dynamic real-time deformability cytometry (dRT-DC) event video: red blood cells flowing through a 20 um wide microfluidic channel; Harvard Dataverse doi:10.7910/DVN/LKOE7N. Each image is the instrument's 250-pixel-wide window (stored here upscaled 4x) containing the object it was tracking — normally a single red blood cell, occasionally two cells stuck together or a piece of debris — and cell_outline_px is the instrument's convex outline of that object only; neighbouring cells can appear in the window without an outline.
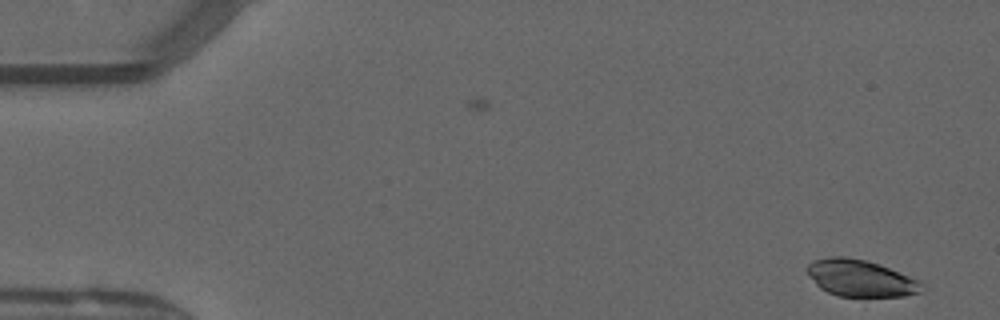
{"species": "common noctule bat (a hibernating species)", "species_latin": "Nyctalus noctula", "temperature_condition": "warm", "stored_images_in_passage": 51, "segment_of_instrument_passage": [1, 2], "camera_frame_rate_fps": 3000, "um_per_image_px": 0.085, "animal": {"sex": "male", "forearm_length_mm": 52.5}, "frame": {"image": 1, "passage_image": 2, "time_ms": 0.333, "image_size_px": [1000, 320], "cell_outline_px": [[924, 284], [920, 292], [904, 296], [836, 296], [820, 288], [808, 276], [808, 264], [812, 260], [828, 256], [844, 256], [864, 260], [888, 268], [920, 280]], "centroid_in_image_um": [73.11, 23.64], "position_along_channel_um": 11.9, "area_um2": 24.39}}
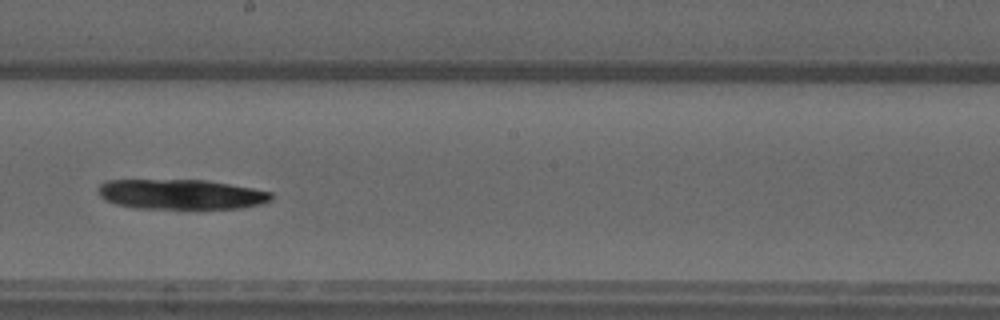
{"frame": {"image": 2, "passage_image": 28, "time_ms": 9.0, "image_size_px": [1000, 320], "cell_outline_px": [[272, 200], [260, 204], [240, 208], [136, 208], [116, 204], [104, 200], [100, 196], [96, 188], [100, 184], [108, 180], [208, 180], [252, 188], [272, 192]], "centroid_in_image_um": [15.36, 16.51], "position_along_channel_um": 232.8, "area_um2": 30.23}}
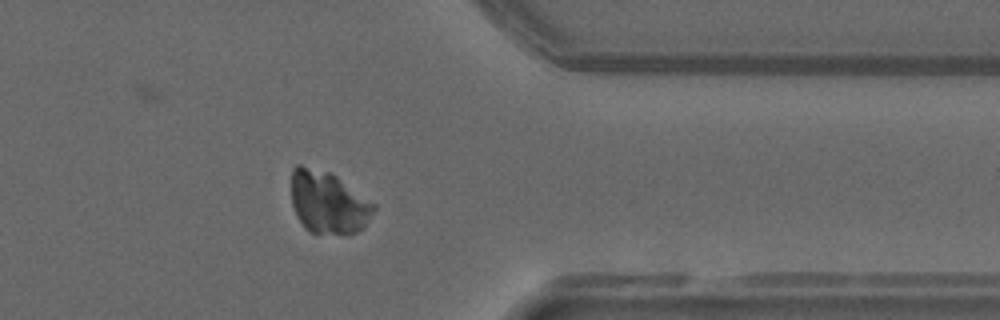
{"frame": {"image": 3, "passage_image": 40, "time_ms": 13.0, "image_size_px": [1000, 320], "cell_outline_px": [[376, 208], [364, 228], [356, 232], [312, 232], [304, 228], [296, 216], [292, 204], [292, 168], [296, 164], [300, 164], [332, 172], [376, 204]], "centroid_in_image_um": [27.89, 17.16], "position_along_channel_um": 383.5, "area_um2": 30.0}}